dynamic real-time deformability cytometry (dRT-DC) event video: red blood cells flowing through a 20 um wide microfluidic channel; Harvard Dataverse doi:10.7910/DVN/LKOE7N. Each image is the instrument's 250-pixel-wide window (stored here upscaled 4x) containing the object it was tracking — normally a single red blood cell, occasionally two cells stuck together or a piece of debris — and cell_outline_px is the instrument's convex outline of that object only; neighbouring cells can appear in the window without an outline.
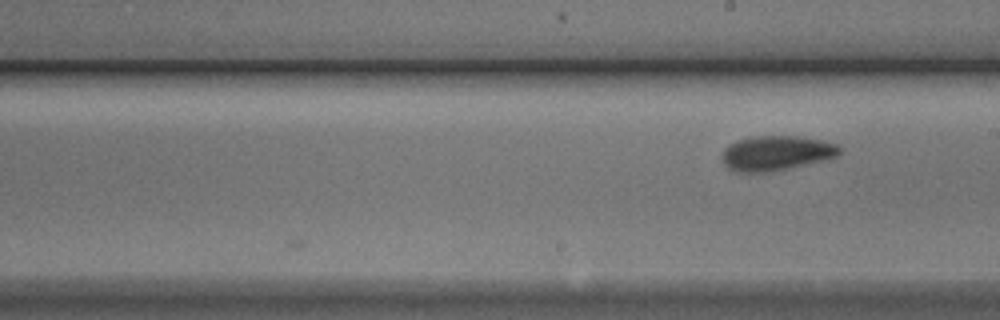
{"species": "Egyptian fruit bat (a non-hibernating species)", "species_latin": "Rousettus aegyptiacus", "temperature_condition": "cold", "stored_images_in_passage": 7, "camera_frame_rate_fps": 3000, "um_per_image_px": 0.085, "animal": {"sex": "male"}, "frame": {"image": 1, "passage_image": 7, "time_ms": 7.0, "image_size_px": [1000, 320], "cell_outline_px": [[844, 148], [836, 156], [788, 168], [768, 172], [736, 172], [728, 168], [724, 164], [720, 156], [724, 148], [728, 144], [736, 140], [748, 136], [800, 136], [824, 140], [836, 144]], "centroid_in_image_um": [65.93, 12.99], "position_along_channel_um": 223.1, "area_um2": 23.99}}